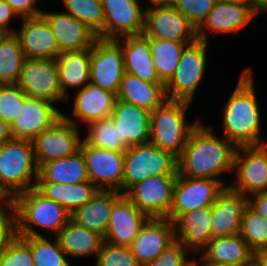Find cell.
<instances>
[{
  "mask_svg": "<svg viewBox=\"0 0 267 266\" xmlns=\"http://www.w3.org/2000/svg\"><path fill=\"white\" fill-rule=\"evenodd\" d=\"M26 98L16 84H0V119L11 125Z\"/></svg>",
  "mask_w": 267,
  "mask_h": 266,
  "instance_id": "obj_41",
  "label": "cell"
},
{
  "mask_svg": "<svg viewBox=\"0 0 267 266\" xmlns=\"http://www.w3.org/2000/svg\"><path fill=\"white\" fill-rule=\"evenodd\" d=\"M149 217L123 195L112 209L104 241L130 246Z\"/></svg>",
  "mask_w": 267,
  "mask_h": 266,
  "instance_id": "obj_21",
  "label": "cell"
},
{
  "mask_svg": "<svg viewBox=\"0 0 267 266\" xmlns=\"http://www.w3.org/2000/svg\"><path fill=\"white\" fill-rule=\"evenodd\" d=\"M175 239L191 252H201L212 239V206L182 214L174 223Z\"/></svg>",
  "mask_w": 267,
  "mask_h": 266,
  "instance_id": "obj_27",
  "label": "cell"
},
{
  "mask_svg": "<svg viewBox=\"0 0 267 266\" xmlns=\"http://www.w3.org/2000/svg\"><path fill=\"white\" fill-rule=\"evenodd\" d=\"M13 139L10 125L0 119V145Z\"/></svg>",
  "mask_w": 267,
  "mask_h": 266,
  "instance_id": "obj_50",
  "label": "cell"
},
{
  "mask_svg": "<svg viewBox=\"0 0 267 266\" xmlns=\"http://www.w3.org/2000/svg\"><path fill=\"white\" fill-rule=\"evenodd\" d=\"M116 99L135 104L149 112L160 107L166 100L164 84L150 83L124 73Z\"/></svg>",
  "mask_w": 267,
  "mask_h": 266,
  "instance_id": "obj_30",
  "label": "cell"
},
{
  "mask_svg": "<svg viewBox=\"0 0 267 266\" xmlns=\"http://www.w3.org/2000/svg\"><path fill=\"white\" fill-rule=\"evenodd\" d=\"M251 7L256 13H267V0H251Z\"/></svg>",
  "mask_w": 267,
  "mask_h": 266,
  "instance_id": "obj_52",
  "label": "cell"
},
{
  "mask_svg": "<svg viewBox=\"0 0 267 266\" xmlns=\"http://www.w3.org/2000/svg\"><path fill=\"white\" fill-rule=\"evenodd\" d=\"M237 146L226 137L219 138L202 122L191 132L177 158L178 174L193 178L220 180L221 174L233 172Z\"/></svg>",
  "mask_w": 267,
  "mask_h": 266,
  "instance_id": "obj_1",
  "label": "cell"
},
{
  "mask_svg": "<svg viewBox=\"0 0 267 266\" xmlns=\"http://www.w3.org/2000/svg\"><path fill=\"white\" fill-rule=\"evenodd\" d=\"M207 42L196 40L184 49L174 76L165 85L168 100L192 102L204 77Z\"/></svg>",
  "mask_w": 267,
  "mask_h": 266,
  "instance_id": "obj_7",
  "label": "cell"
},
{
  "mask_svg": "<svg viewBox=\"0 0 267 266\" xmlns=\"http://www.w3.org/2000/svg\"><path fill=\"white\" fill-rule=\"evenodd\" d=\"M74 100L73 118L64 113L62 116L79 126L78 122L81 121L89 124L95 120L109 118L114 108L116 94L89 82L84 88L77 91Z\"/></svg>",
  "mask_w": 267,
  "mask_h": 266,
  "instance_id": "obj_25",
  "label": "cell"
},
{
  "mask_svg": "<svg viewBox=\"0 0 267 266\" xmlns=\"http://www.w3.org/2000/svg\"><path fill=\"white\" fill-rule=\"evenodd\" d=\"M84 141L96 148L125 152L128 144L120 139L117 128L114 127L111 118H105L90 122Z\"/></svg>",
  "mask_w": 267,
  "mask_h": 266,
  "instance_id": "obj_37",
  "label": "cell"
},
{
  "mask_svg": "<svg viewBox=\"0 0 267 266\" xmlns=\"http://www.w3.org/2000/svg\"><path fill=\"white\" fill-rule=\"evenodd\" d=\"M248 197L226 187L212 205L211 236L213 238L239 234Z\"/></svg>",
  "mask_w": 267,
  "mask_h": 266,
  "instance_id": "obj_22",
  "label": "cell"
},
{
  "mask_svg": "<svg viewBox=\"0 0 267 266\" xmlns=\"http://www.w3.org/2000/svg\"><path fill=\"white\" fill-rule=\"evenodd\" d=\"M223 185L224 183L212 178H193L178 174L170 213L166 218L174 223L182 214L212 206L218 195L228 187Z\"/></svg>",
  "mask_w": 267,
  "mask_h": 266,
  "instance_id": "obj_8",
  "label": "cell"
},
{
  "mask_svg": "<svg viewBox=\"0 0 267 266\" xmlns=\"http://www.w3.org/2000/svg\"><path fill=\"white\" fill-rule=\"evenodd\" d=\"M25 55L15 33H6L0 39V84H16Z\"/></svg>",
  "mask_w": 267,
  "mask_h": 266,
  "instance_id": "obj_36",
  "label": "cell"
},
{
  "mask_svg": "<svg viewBox=\"0 0 267 266\" xmlns=\"http://www.w3.org/2000/svg\"><path fill=\"white\" fill-rule=\"evenodd\" d=\"M79 127L63 116L45 129L33 141L34 155L38 167L55 159L66 158L80 151L82 143Z\"/></svg>",
  "mask_w": 267,
  "mask_h": 266,
  "instance_id": "obj_12",
  "label": "cell"
},
{
  "mask_svg": "<svg viewBox=\"0 0 267 266\" xmlns=\"http://www.w3.org/2000/svg\"><path fill=\"white\" fill-rule=\"evenodd\" d=\"M153 64L161 83L166 85L174 76L179 59L188 44L149 38Z\"/></svg>",
  "mask_w": 267,
  "mask_h": 266,
  "instance_id": "obj_35",
  "label": "cell"
},
{
  "mask_svg": "<svg viewBox=\"0 0 267 266\" xmlns=\"http://www.w3.org/2000/svg\"><path fill=\"white\" fill-rule=\"evenodd\" d=\"M55 236L67 256H97L104 243L102 235L76 224L71 219Z\"/></svg>",
  "mask_w": 267,
  "mask_h": 266,
  "instance_id": "obj_33",
  "label": "cell"
},
{
  "mask_svg": "<svg viewBox=\"0 0 267 266\" xmlns=\"http://www.w3.org/2000/svg\"><path fill=\"white\" fill-rule=\"evenodd\" d=\"M251 68H245L223 110L224 137L238 146L262 145L261 118Z\"/></svg>",
  "mask_w": 267,
  "mask_h": 266,
  "instance_id": "obj_2",
  "label": "cell"
},
{
  "mask_svg": "<svg viewBox=\"0 0 267 266\" xmlns=\"http://www.w3.org/2000/svg\"><path fill=\"white\" fill-rule=\"evenodd\" d=\"M35 188L46 198L62 205L70 215L93 199L100 191L90 181L72 185L54 182H36Z\"/></svg>",
  "mask_w": 267,
  "mask_h": 266,
  "instance_id": "obj_32",
  "label": "cell"
},
{
  "mask_svg": "<svg viewBox=\"0 0 267 266\" xmlns=\"http://www.w3.org/2000/svg\"><path fill=\"white\" fill-rule=\"evenodd\" d=\"M178 175L177 157L151 143L129 146L125 151L123 194L150 176Z\"/></svg>",
  "mask_w": 267,
  "mask_h": 266,
  "instance_id": "obj_6",
  "label": "cell"
},
{
  "mask_svg": "<svg viewBox=\"0 0 267 266\" xmlns=\"http://www.w3.org/2000/svg\"><path fill=\"white\" fill-rule=\"evenodd\" d=\"M149 38L193 43L197 30L189 20L170 4L145 9L144 31Z\"/></svg>",
  "mask_w": 267,
  "mask_h": 266,
  "instance_id": "obj_14",
  "label": "cell"
},
{
  "mask_svg": "<svg viewBox=\"0 0 267 266\" xmlns=\"http://www.w3.org/2000/svg\"><path fill=\"white\" fill-rule=\"evenodd\" d=\"M190 102L166 100L150 113L149 143L172 153L177 158L183 151L193 129L200 122H185Z\"/></svg>",
  "mask_w": 267,
  "mask_h": 266,
  "instance_id": "obj_4",
  "label": "cell"
},
{
  "mask_svg": "<svg viewBox=\"0 0 267 266\" xmlns=\"http://www.w3.org/2000/svg\"><path fill=\"white\" fill-rule=\"evenodd\" d=\"M204 266H254V264H221V265H204Z\"/></svg>",
  "mask_w": 267,
  "mask_h": 266,
  "instance_id": "obj_54",
  "label": "cell"
},
{
  "mask_svg": "<svg viewBox=\"0 0 267 266\" xmlns=\"http://www.w3.org/2000/svg\"><path fill=\"white\" fill-rule=\"evenodd\" d=\"M25 58L56 59L59 48L51 28L40 15L22 19L21 28L15 31Z\"/></svg>",
  "mask_w": 267,
  "mask_h": 266,
  "instance_id": "obj_23",
  "label": "cell"
},
{
  "mask_svg": "<svg viewBox=\"0 0 267 266\" xmlns=\"http://www.w3.org/2000/svg\"><path fill=\"white\" fill-rule=\"evenodd\" d=\"M125 73L121 46L114 39H97L91 47L90 83L117 94Z\"/></svg>",
  "mask_w": 267,
  "mask_h": 266,
  "instance_id": "obj_15",
  "label": "cell"
},
{
  "mask_svg": "<svg viewBox=\"0 0 267 266\" xmlns=\"http://www.w3.org/2000/svg\"><path fill=\"white\" fill-rule=\"evenodd\" d=\"M188 251L184 244L175 239L146 266H179L181 261L188 255Z\"/></svg>",
  "mask_w": 267,
  "mask_h": 266,
  "instance_id": "obj_46",
  "label": "cell"
},
{
  "mask_svg": "<svg viewBox=\"0 0 267 266\" xmlns=\"http://www.w3.org/2000/svg\"><path fill=\"white\" fill-rule=\"evenodd\" d=\"M6 3L14 10L17 16L24 18H33L40 16V8L36 7L38 0H5Z\"/></svg>",
  "mask_w": 267,
  "mask_h": 266,
  "instance_id": "obj_47",
  "label": "cell"
},
{
  "mask_svg": "<svg viewBox=\"0 0 267 266\" xmlns=\"http://www.w3.org/2000/svg\"><path fill=\"white\" fill-rule=\"evenodd\" d=\"M153 5L169 4L170 0H150Z\"/></svg>",
  "mask_w": 267,
  "mask_h": 266,
  "instance_id": "obj_55",
  "label": "cell"
},
{
  "mask_svg": "<svg viewBox=\"0 0 267 266\" xmlns=\"http://www.w3.org/2000/svg\"><path fill=\"white\" fill-rule=\"evenodd\" d=\"M175 240L174 224L168 218H149L129 246L141 266H146Z\"/></svg>",
  "mask_w": 267,
  "mask_h": 266,
  "instance_id": "obj_19",
  "label": "cell"
},
{
  "mask_svg": "<svg viewBox=\"0 0 267 266\" xmlns=\"http://www.w3.org/2000/svg\"><path fill=\"white\" fill-rule=\"evenodd\" d=\"M5 204L10 213L3 209ZM0 203V254L18 236L17 235V210L13 198H5Z\"/></svg>",
  "mask_w": 267,
  "mask_h": 266,
  "instance_id": "obj_45",
  "label": "cell"
},
{
  "mask_svg": "<svg viewBox=\"0 0 267 266\" xmlns=\"http://www.w3.org/2000/svg\"><path fill=\"white\" fill-rule=\"evenodd\" d=\"M188 257L186 256L182 261H181V263L179 264V266H199V264H200V266H204V263H203V258H202V256H201V263H200V261L197 263V261L194 259L193 260V258L191 259V260H188L187 259Z\"/></svg>",
  "mask_w": 267,
  "mask_h": 266,
  "instance_id": "obj_53",
  "label": "cell"
},
{
  "mask_svg": "<svg viewBox=\"0 0 267 266\" xmlns=\"http://www.w3.org/2000/svg\"><path fill=\"white\" fill-rule=\"evenodd\" d=\"M202 251L204 265L254 264V252L239 234L213 238Z\"/></svg>",
  "mask_w": 267,
  "mask_h": 266,
  "instance_id": "obj_29",
  "label": "cell"
},
{
  "mask_svg": "<svg viewBox=\"0 0 267 266\" xmlns=\"http://www.w3.org/2000/svg\"><path fill=\"white\" fill-rule=\"evenodd\" d=\"M61 117L62 112L52 103L43 99L27 97L18 116L10 125L13 139L33 141Z\"/></svg>",
  "mask_w": 267,
  "mask_h": 266,
  "instance_id": "obj_17",
  "label": "cell"
},
{
  "mask_svg": "<svg viewBox=\"0 0 267 266\" xmlns=\"http://www.w3.org/2000/svg\"><path fill=\"white\" fill-rule=\"evenodd\" d=\"M66 13L84 23L97 36L104 29L102 0H62Z\"/></svg>",
  "mask_w": 267,
  "mask_h": 266,
  "instance_id": "obj_39",
  "label": "cell"
},
{
  "mask_svg": "<svg viewBox=\"0 0 267 266\" xmlns=\"http://www.w3.org/2000/svg\"><path fill=\"white\" fill-rule=\"evenodd\" d=\"M56 61L61 91L69 99L67 89L77 87L80 90L90 82L91 48L62 52Z\"/></svg>",
  "mask_w": 267,
  "mask_h": 266,
  "instance_id": "obj_31",
  "label": "cell"
},
{
  "mask_svg": "<svg viewBox=\"0 0 267 266\" xmlns=\"http://www.w3.org/2000/svg\"><path fill=\"white\" fill-rule=\"evenodd\" d=\"M82 152L89 181L100 190L123 194L125 152L92 147L82 140Z\"/></svg>",
  "mask_w": 267,
  "mask_h": 266,
  "instance_id": "obj_13",
  "label": "cell"
},
{
  "mask_svg": "<svg viewBox=\"0 0 267 266\" xmlns=\"http://www.w3.org/2000/svg\"><path fill=\"white\" fill-rule=\"evenodd\" d=\"M20 237L29 243L35 266H72L56 238L51 242L44 236Z\"/></svg>",
  "mask_w": 267,
  "mask_h": 266,
  "instance_id": "obj_38",
  "label": "cell"
},
{
  "mask_svg": "<svg viewBox=\"0 0 267 266\" xmlns=\"http://www.w3.org/2000/svg\"><path fill=\"white\" fill-rule=\"evenodd\" d=\"M233 169L237 180L231 190L247 197L267 191V144L238 146Z\"/></svg>",
  "mask_w": 267,
  "mask_h": 266,
  "instance_id": "obj_10",
  "label": "cell"
},
{
  "mask_svg": "<svg viewBox=\"0 0 267 266\" xmlns=\"http://www.w3.org/2000/svg\"><path fill=\"white\" fill-rule=\"evenodd\" d=\"M96 258L95 266H141L129 246L112 245L106 241Z\"/></svg>",
  "mask_w": 267,
  "mask_h": 266,
  "instance_id": "obj_42",
  "label": "cell"
},
{
  "mask_svg": "<svg viewBox=\"0 0 267 266\" xmlns=\"http://www.w3.org/2000/svg\"><path fill=\"white\" fill-rule=\"evenodd\" d=\"M257 13L251 3L216 0L205 21L197 29V40L207 42V33H235L246 26ZM207 31V32H206ZM207 34V35H206Z\"/></svg>",
  "mask_w": 267,
  "mask_h": 266,
  "instance_id": "obj_18",
  "label": "cell"
},
{
  "mask_svg": "<svg viewBox=\"0 0 267 266\" xmlns=\"http://www.w3.org/2000/svg\"><path fill=\"white\" fill-rule=\"evenodd\" d=\"M248 205L267 219V191L259 192L248 197Z\"/></svg>",
  "mask_w": 267,
  "mask_h": 266,
  "instance_id": "obj_49",
  "label": "cell"
},
{
  "mask_svg": "<svg viewBox=\"0 0 267 266\" xmlns=\"http://www.w3.org/2000/svg\"><path fill=\"white\" fill-rule=\"evenodd\" d=\"M6 33L3 32L1 29H0V39L5 35Z\"/></svg>",
  "mask_w": 267,
  "mask_h": 266,
  "instance_id": "obj_58",
  "label": "cell"
},
{
  "mask_svg": "<svg viewBox=\"0 0 267 266\" xmlns=\"http://www.w3.org/2000/svg\"><path fill=\"white\" fill-rule=\"evenodd\" d=\"M13 17H18L14 10L6 3L0 0V29L5 33H15L16 30L9 28V21Z\"/></svg>",
  "mask_w": 267,
  "mask_h": 266,
  "instance_id": "obj_48",
  "label": "cell"
},
{
  "mask_svg": "<svg viewBox=\"0 0 267 266\" xmlns=\"http://www.w3.org/2000/svg\"><path fill=\"white\" fill-rule=\"evenodd\" d=\"M177 175L150 176L124 195L149 218H166L171 209Z\"/></svg>",
  "mask_w": 267,
  "mask_h": 266,
  "instance_id": "obj_11",
  "label": "cell"
},
{
  "mask_svg": "<svg viewBox=\"0 0 267 266\" xmlns=\"http://www.w3.org/2000/svg\"><path fill=\"white\" fill-rule=\"evenodd\" d=\"M13 200L18 236H43L32 225L50 229L56 235L70 220V213L62 205L46 198L35 187L17 194Z\"/></svg>",
  "mask_w": 267,
  "mask_h": 266,
  "instance_id": "obj_5",
  "label": "cell"
},
{
  "mask_svg": "<svg viewBox=\"0 0 267 266\" xmlns=\"http://www.w3.org/2000/svg\"><path fill=\"white\" fill-rule=\"evenodd\" d=\"M38 174L32 141L11 139L0 145V192L5 198L35 187Z\"/></svg>",
  "mask_w": 267,
  "mask_h": 266,
  "instance_id": "obj_3",
  "label": "cell"
},
{
  "mask_svg": "<svg viewBox=\"0 0 267 266\" xmlns=\"http://www.w3.org/2000/svg\"><path fill=\"white\" fill-rule=\"evenodd\" d=\"M239 235L254 252L267 249V219L249 205L244 211Z\"/></svg>",
  "mask_w": 267,
  "mask_h": 266,
  "instance_id": "obj_40",
  "label": "cell"
},
{
  "mask_svg": "<svg viewBox=\"0 0 267 266\" xmlns=\"http://www.w3.org/2000/svg\"><path fill=\"white\" fill-rule=\"evenodd\" d=\"M123 195L118 191L100 190L93 199L75 210L70 219L105 237L114 204Z\"/></svg>",
  "mask_w": 267,
  "mask_h": 266,
  "instance_id": "obj_28",
  "label": "cell"
},
{
  "mask_svg": "<svg viewBox=\"0 0 267 266\" xmlns=\"http://www.w3.org/2000/svg\"><path fill=\"white\" fill-rule=\"evenodd\" d=\"M150 113L139 106L116 99L110 116L119 137L128 146L149 143Z\"/></svg>",
  "mask_w": 267,
  "mask_h": 266,
  "instance_id": "obj_24",
  "label": "cell"
},
{
  "mask_svg": "<svg viewBox=\"0 0 267 266\" xmlns=\"http://www.w3.org/2000/svg\"><path fill=\"white\" fill-rule=\"evenodd\" d=\"M215 2L216 0H170L169 4L181 12L197 30Z\"/></svg>",
  "mask_w": 267,
  "mask_h": 266,
  "instance_id": "obj_43",
  "label": "cell"
},
{
  "mask_svg": "<svg viewBox=\"0 0 267 266\" xmlns=\"http://www.w3.org/2000/svg\"><path fill=\"white\" fill-rule=\"evenodd\" d=\"M139 0H102L104 29L99 39H116L144 31L145 10Z\"/></svg>",
  "mask_w": 267,
  "mask_h": 266,
  "instance_id": "obj_16",
  "label": "cell"
},
{
  "mask_svg": "<svg viewBox=\"0 0 267 266\" xmlns=\"http://www.w3.org/2000/svg\"><path fill=\"white\" fill-rule=\"evenodd\" d=\"M254 266H267V249L254 253Z\"/></svg>",
  "mask_w": 267,
  "mask_h": 266,
  "instance_id": "obj_51",
  "label": "cell"
},
{
  "mask_svg": "<svg viewBox=\"0 0 267 266\" xmlns=\"http://www.w3.org/2000/svg\"><path fill=\"white\" fill-rule=\"evenodd\" d=\"M0 266H35L29 243L17 236L0 254Z\"/></svg>",
  "mask_w": 267,
  "mask_h": 266,
  "instance_id": "obj_44",
  "label": "cell"
},
{
  "mask_svg": "<svg viewBox=\"0 0 267 266\" xmlns=\"http://www.w3.org/2000/svg\"><path fill=\"white\" fill-rule=\"evenodd\" d=\"M5 199V196L0 192V203Z\"/></svg>",
  "mask_w": 267,
  "mask_h": 266,
  "instance_id": "obj_57",
  "label": "cell"
},
{
  "mask_svg": "<svg viewBox=\"0 0 267 266\" xmlns=\"http://www.w3.org/2000/svg\"><path fill=\"white\" fill-rule=\"evenodd\" d=\"M53 32L59 54L67 51L90 49L98 39L84 23L66 12H46L40 14Z\"/></svg>",
  "mask_w": 267,
  "mask_h": 266,
  "instance_id": "obj_20",
  "label": "cell"
},
{
  "mask_svg": "<svg viewBox=\"0 0 267 266\" xmlns=\"http://www.w3.org/2000/svg\"><path fill=\"white\" fill-rule=\"evenodd\" d=\"M16 85L27 97L55 103L68 100L61 91L56 59L26 58Z\"/></svg>",
  "mask_w": 267,
  "mask_h": 266,
  "instance_id": "obj_9",
  "label": "cell"
},
{
  "mask_svg": "<svg viewBox=\"0 0 267 266\" xmlns=\"http://www.w3.org/2000/svg\"><path fill=\"white\" fill-rule=\"evenodd\" d=\"M226 2H236V3H251V0H220Z\"/></svg>",
  "mask_w": 267,
  "mask_h": 266,
  "instance_id": "obj_56",
  "label": "cell"
},
{
  "mask_svg": "<svg viewBox=\"0 0 267 266\" xmlns=\"http://www.w3.org/2000/svg\"><path fill=\"white\" fill-rule=\"evenodd\" d=\"M114 40L122 48L126 73L150 83L163 84L158 79L154 68L149 37L141 33L126 35Z\"/></svg>",
  "mask_w": 267,
  "mask_h": 266,
  "instance_id": "obj_26",
  "label": "cell"
},
{
  "mask_svg": "<svg viewBox=\"0 0 267 266\" xmlns=\"http://www.w3.org/2000/svg\"><path fill=\"white\" fill-rule=\"evenodd\" d=\"M89 181L86 163L81 151L75 155L55 159L39 168L36 182H54L58 184H76Z\"/></svg>",
  "mask_w": 267,
  "mask_h": 266,
  "instance_id": "obj_34",
  "label": "cell"
}]
</instances>
